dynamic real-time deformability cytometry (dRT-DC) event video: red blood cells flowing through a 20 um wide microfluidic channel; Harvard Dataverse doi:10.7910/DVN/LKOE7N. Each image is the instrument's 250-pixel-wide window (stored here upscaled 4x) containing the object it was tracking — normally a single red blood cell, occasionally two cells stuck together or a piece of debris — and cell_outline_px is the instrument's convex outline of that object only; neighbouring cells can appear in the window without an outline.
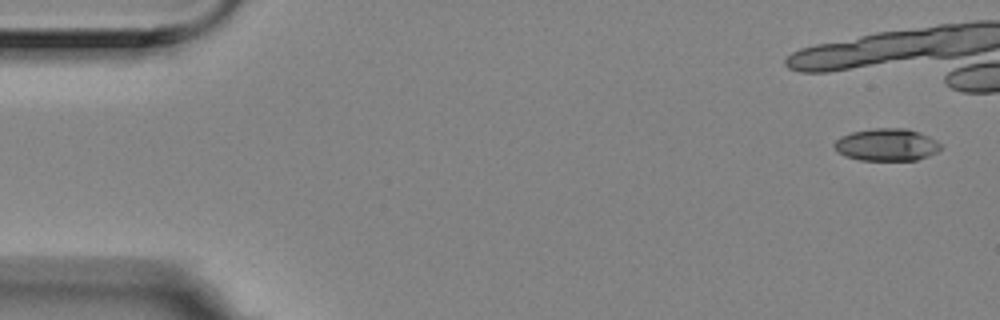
{"species": "Egyptian fruit bat (a non-hibernating species)", "species_latin": "Rousettus aegyptiacus", "temperature_condition": "room temperature", "stored_images_in_passage": 7, "camera_frame_rate_fps": 3000, "um_per_image_px": 0.085, "animal": {"sex": "female"}, "frame": {"image": 1, "passage_image": 1, "time_ms": 0.0, "image_size_px": [1000, 320], "cell_outline_px": [[940, 148], [936, 152], [928, 156], [916, 160], [860, 160], [844, 156], [836, 152], [832, 144], [840, 136], [852, 132], [872, 128], [908, 128], [920, 132], [936, 140], [940, 144]], "centroid_in_image_um": [75.32, 12.3], "position_along_channel_um": 9.7, "area_um2": 20.23}}